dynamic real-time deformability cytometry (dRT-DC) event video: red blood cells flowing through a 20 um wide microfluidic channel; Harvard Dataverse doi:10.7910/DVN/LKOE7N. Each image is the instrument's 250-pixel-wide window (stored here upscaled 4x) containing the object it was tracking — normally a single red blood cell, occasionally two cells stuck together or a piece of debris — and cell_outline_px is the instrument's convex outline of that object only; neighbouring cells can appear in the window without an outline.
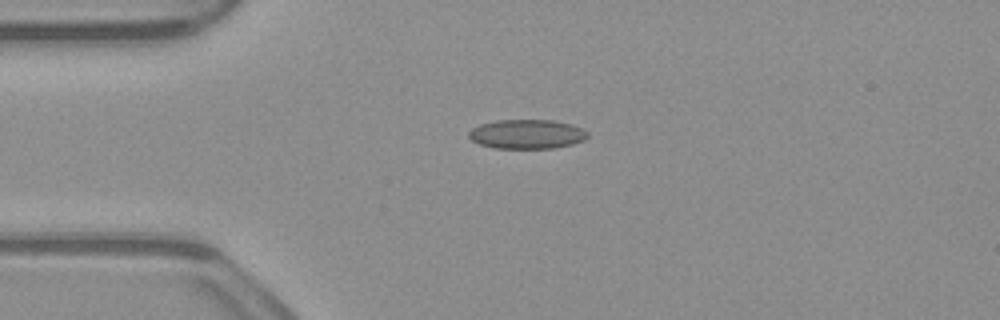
{"species": "common noctule bat (a hibernating species)", "species_latin": "Nyctalus noctula", "temperature_condition": "warm", "stored_images_in_passage": 41, "camera_frame_rate_fps": 3000, "um_per_image_px": 0.085, "animal": {"sex": "male", "body_mass_g": 23.1, "forearm_length_mm": 52.7}, "frame": {"image": 1, "passage_image": 1, "time_ms": 0.0, "image_size_px": [1000, 320], "cell_outline_px": [[588, 136], [584, 140], [572, 144], [552, 148], [492, 148], [480, 144], [472, 140], [468, 136], [468, 132], [472, 128], [480, 124], [496, 120], [552, 120], [572, 124], [588, 132]], "centroid_in_image_um": [44.77, 11.4], "position_along_channel_um": 40.2, "area_um2": 20.29}}
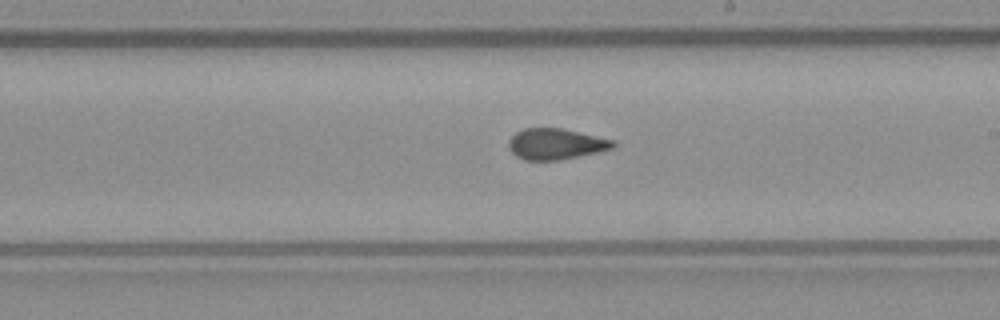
{"frame": {"image": 2, "passage_image": 18, "time_ms": 5.667, "image_size_px": [1000, 320], "cell_outline_px": [[616, 144], [612, 148], [596, 152], [560, 160], [524, 160], [516, 156], [512, 152], [508, 144], [508, 140], [516, 132], [524, 128], [560, 128], [616, 140]], "centroid_in_image_um": [47.23, 12.23], "position_along_channel_um": 241.8, "area_um2": 18.73}}
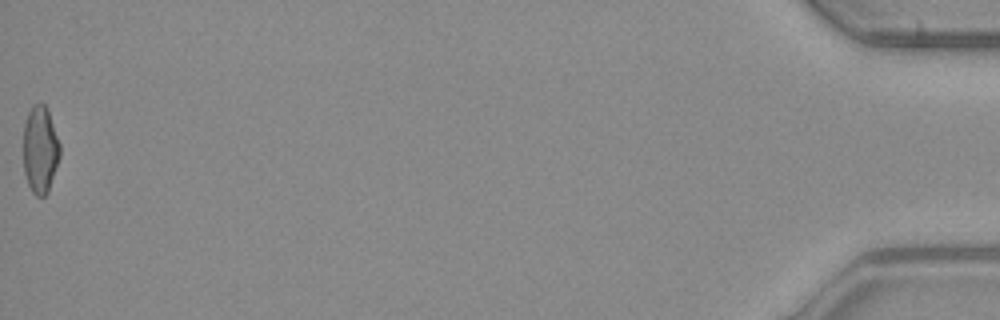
{"frame": {"image": 3, "passage_image": 41, "time_ms": 13.333, "image_size_px": [1000, 320], "cell_outline_px": [[60, 156], [48, 192], [44, 196], [36, 196], [32, 192], [28, 184], [24, 172], [24, 124], [28, 112], [32, 104], [44, 104], [48, 108], [60, 144]], "centroid_in_image_um": [3.42, 12.7], "position_along_channel_um": 431.8, "area_um2": 18.67}, "authors_computed_cell_mechanics": {"area_um2": 19.1318, "velocity_mm_per_s": 3.9375, "shape_relaxation_time_tau1_ms": null, "shape_relaxation_time_tau2_ms": 1.2902, "deformation_change_tau1": null, "deformation_change_tau2": 0.0901}}